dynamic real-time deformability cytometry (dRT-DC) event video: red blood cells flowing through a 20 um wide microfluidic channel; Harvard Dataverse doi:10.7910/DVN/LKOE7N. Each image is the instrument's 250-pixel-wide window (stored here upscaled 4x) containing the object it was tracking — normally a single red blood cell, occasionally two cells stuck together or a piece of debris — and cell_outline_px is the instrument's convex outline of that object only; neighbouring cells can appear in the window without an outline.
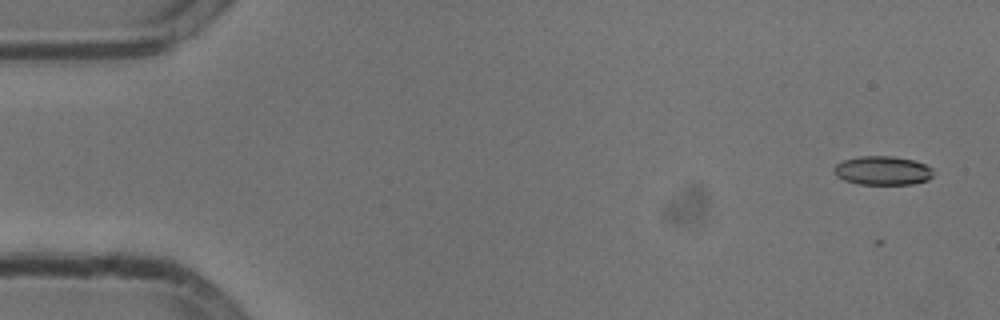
{"species": "common noctule bat (a hibernating species)", "species_latin": "Nyctalus noctula", "temperature_condition": "cold", "stored_images_in_passage": 39, "camera_frame_rate_fps": 3000, "um_per_image_px": 0.085, "animal": {"sex": "male", "body_mass_g": 13.3}, "frame": {"image": 1, "passage_image": 3, "time_ms": 0.667, "image_size_px": [1000, 320], "cell_outline_px": [[932, 176], [928, 180], [912, 184], [860, 184], [844, 180], [836, 176], [832, 168], [836, 164], [844, 160], [860, 156], [892, 156], [912, 160], [924, 164], [932, 168]], "centroid_in_image_um": [74.99, 14.5], "position_along_channel_um": 10.0, "area_um2": 16.65}}
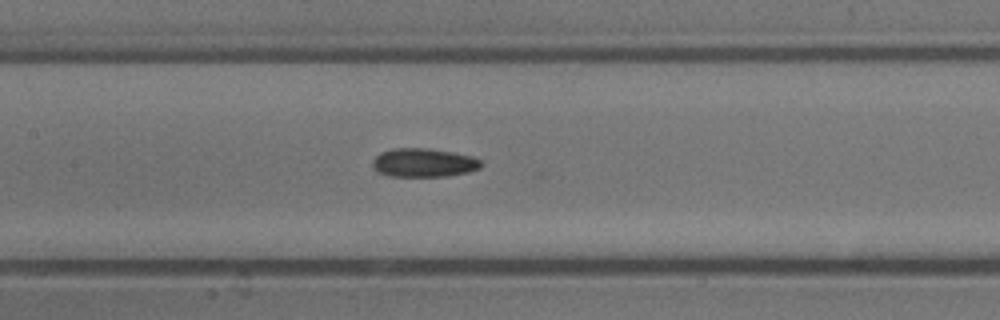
{"frame": {"image": 2, "passage_image": 26, "time_ms": 8.333, "image_size_px": [1000, 320], "cell_outline_px": [[480, 168], [468, 172], [444, 176], [388, 176], [376, 172], [372, 168], [372, 160], [380, 152], [392, 148], [428, 148], [452, 152], [472, 156], [480, 160]], "centroid_in_image_um": [35.94, 13.82], "position_along_channel_um": 171.5, "area_um2": 18.21}}
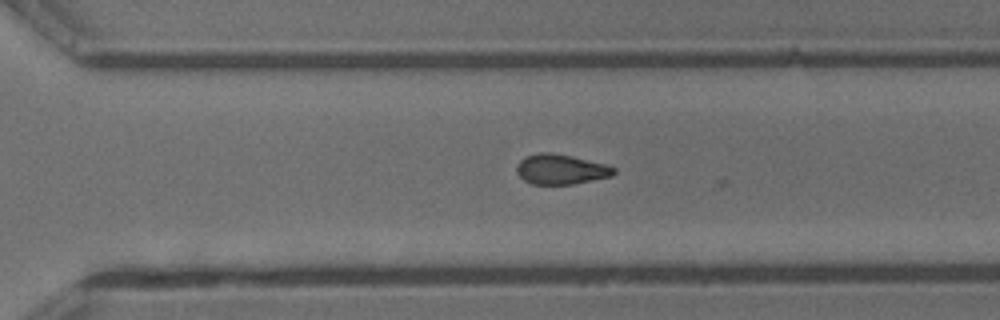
{"frame": {"image": 3, "passage_image": 38, "time_ms": 12.333, "image_size_px": [1000, 320], "cell_outline_px": [[616, 172], [612, 176], [572, 184], [532, 184], [524, 180], [516, 172], [516, 168], [520, 160], [524, 156], [540, 152], [552, 152], [572, 156], [604, 164], [616, 168]], "centroid_in_image_um": [47.65, 14.38], "position_along_channel_um": 322.9, "area_um2": 16.99}}